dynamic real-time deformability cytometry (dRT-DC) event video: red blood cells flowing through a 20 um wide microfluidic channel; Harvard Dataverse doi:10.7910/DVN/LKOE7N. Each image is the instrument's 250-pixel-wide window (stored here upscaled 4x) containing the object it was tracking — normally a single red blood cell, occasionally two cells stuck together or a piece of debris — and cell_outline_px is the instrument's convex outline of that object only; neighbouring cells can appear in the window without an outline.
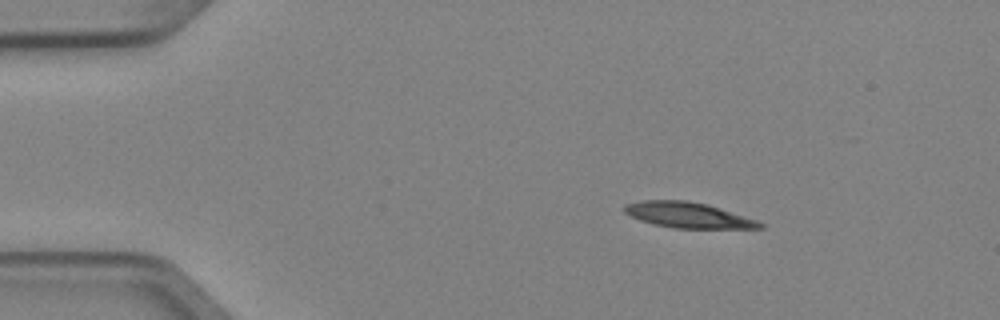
{"species": "Egyptian fruit bat (a non-hibernating species)", "species_latin": "Rousettus aegyptiacus", "temperature_condition": "cold", "stored_images_in_passage": 5, "camera_frame_rate_fps": 3000, "um_per_image_px": 0.085, "animal": {"sex": "female"}, "frame": {"image": 1, "passage_image": 3, "time_ms": 0.667, "image_size_px": [1000, 320], "cell_outline_px": [[764, 228], [672, 228], [640, 220], [624, 212], [624, 204], [644, 200], [688, 200], [708, 204], [756, 220], [764, 224]], "centroid_in_image_um": [58.48, 18.27], "position_along_channel_um": 26.5, "area_um2": 20.0}}
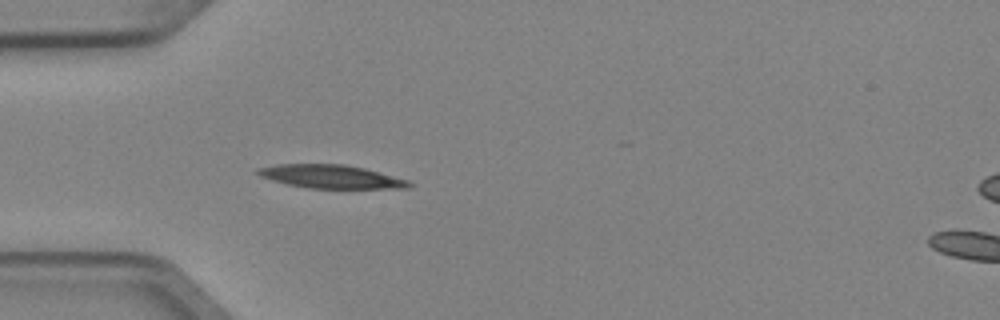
{"frame": {"image": 2, "passage_image": 5, "time_ms": 1.333, "image_size_px": [1000, 320], "cell_outline_px": [[412, 184], [408, 188], [308, 188], [288, 184], [272, 180], [260, 176], [256, 172], [256, 168], [280, 164], [344, 164], [364, 168], [408, 180]], "centroid_in_image_um": [28.11, 15.0], "position_along_channel_um": 56.9, "area_um2": 20.4}}